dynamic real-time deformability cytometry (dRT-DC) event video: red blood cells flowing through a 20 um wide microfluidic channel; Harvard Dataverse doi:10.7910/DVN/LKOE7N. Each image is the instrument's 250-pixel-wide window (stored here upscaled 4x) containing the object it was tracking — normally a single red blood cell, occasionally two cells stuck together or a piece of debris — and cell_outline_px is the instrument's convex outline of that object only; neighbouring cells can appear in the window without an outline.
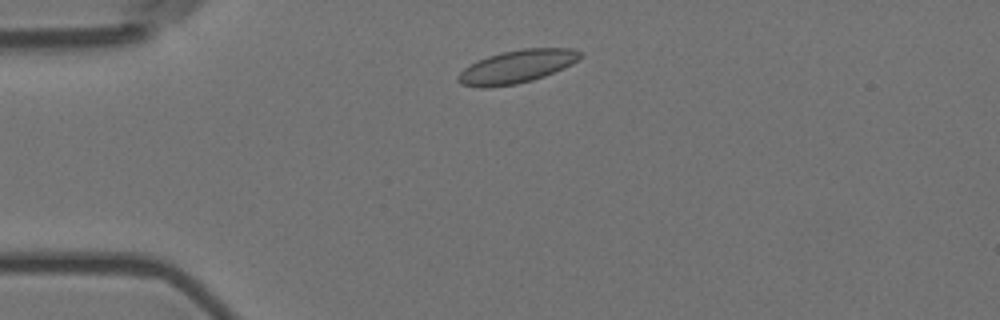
{"species": "Egyptian fruit bat (a non-hibernating species)", "species_latin": "Rousettus aegyptiacus", "temperature_condition": "room temperature", "stored_images_in_passage": 22, "camera_frame_rate_fps": 3000, "um_per_image_px": 0.085, "animal": {"sex": "female"}, "frame": {"image": 1, "passage_image": 1, "time_ms": 0.0, "image_size_px": [1000, 320], "cell_outline_px": [[584, 56], [572, 64], [564, 68], [544, 76], [532, 80], [516, 84], [488, 88], [480, 88], [460, 84], [456, 80], [456, 76], [464, 68], [488, 56], [504, 52], [524, 48], [572, 48], [580, 52]], "centroid_in_image_um": [43.93, 5.67], "position_along_channel_um": 41.1, "area_um2": 23.47}}
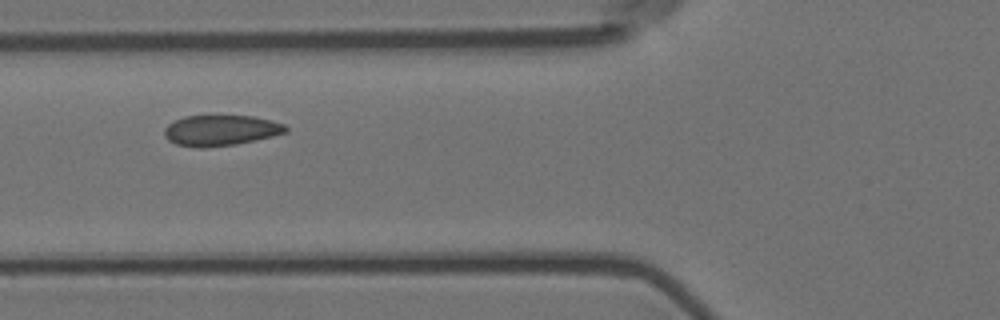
{"frame": {"image": 2, "passage_image": 9, "time_ms": 2.667, "image_size_px": [1000, 320], "cell_outline_px": [[288, 132], [256, 140], [236, 144], [200, 148], [196, 148], [176, 144], [168, 140], [164, 136], [164, 128], [168, 124], [184, 116], [212, 112], [252, 116], [284, 124], [288, 128]], "centroid_in_image_um": [18.72, 11.03], "position_along_channel_um": 107.1, "area_um2": 22.6}}
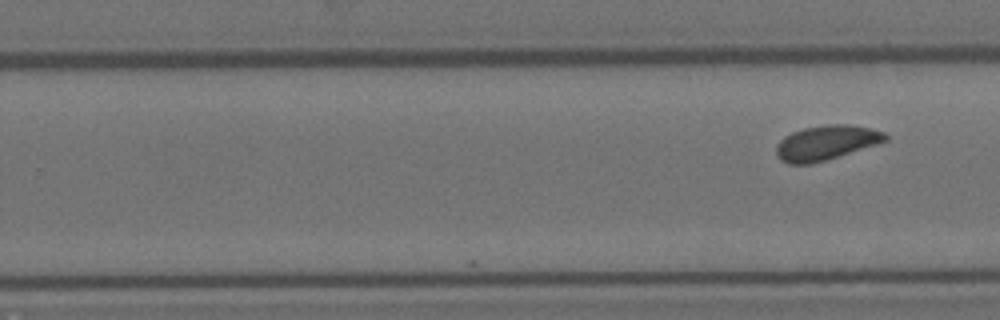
{"frame": {"image": 3, "passage_image": 22, "time_ms": 7.0, "image_size_px": [1000, 320], "cell_outline_px": [[888, 140], [880, 144], [812, 164], [788, 164], [780, 160], [776, 156], [776, 144], [784, 136], [792, 132], [804, 128], [828, 124], [848, 124], [872, 128], [884, 132], [888, 136]], "centroid_in_image_um": [70.23, 12.14], "position_along_channel_um": 259.6, "area_um2": 22.37}}